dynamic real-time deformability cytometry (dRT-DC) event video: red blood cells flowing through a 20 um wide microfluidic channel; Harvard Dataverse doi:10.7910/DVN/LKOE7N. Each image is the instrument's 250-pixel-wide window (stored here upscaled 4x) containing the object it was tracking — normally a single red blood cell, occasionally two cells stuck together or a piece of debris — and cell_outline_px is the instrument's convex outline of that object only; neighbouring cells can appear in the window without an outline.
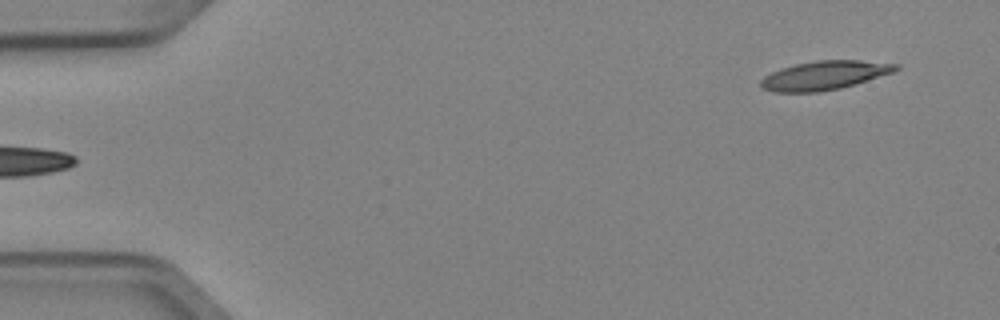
{"species": "Egyptian fruit bat (a non-hibernating species)", "species_latin": "Rousettus aegyptiacus", "temperature_condition": "cold", "stored_images_in_passage": 5, "segment_of_instrument_passage": [2, 2], "camera_frame_rate_fps": 3000, "um_per_image_px": 0.085, "animal": {"sex": "female"}, "frame": {"image": 1, "passage_image": 5, "time_ms": 1.333, "image_size_px": [1000, 320], "cell_outline_px": [[900, 68], [892, 72], [856, 84], [840, 88], [820, 92], [772, 92], [760, 88], [760, 80], [764, 76], [772, 72], [796, 64], [816, 60], [860, 60], [900, 64]], "centroid_in_image_um": [70.07, 6.41], "position_along_channel_um": 14.9, "area_um2": 22.72}}